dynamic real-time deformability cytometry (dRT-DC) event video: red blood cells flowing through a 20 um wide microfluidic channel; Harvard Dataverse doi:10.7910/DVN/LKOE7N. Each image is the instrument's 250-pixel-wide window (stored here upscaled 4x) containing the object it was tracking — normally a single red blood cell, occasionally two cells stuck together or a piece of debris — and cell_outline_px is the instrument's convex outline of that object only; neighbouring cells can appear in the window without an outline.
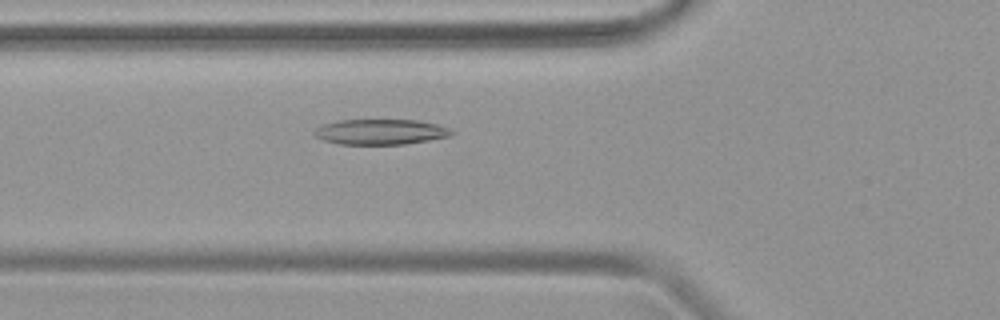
{"species": "common noctule bat (a hibernating species)", "species_latin": "Nyctalus noctula", "temperature_condition": "warm", "stored_images_in_passage": 47, "camera_frame_rate_fps": 3000, "um_per_image_px": 0.085, "animal": {"sex": "female", "body_mass_g": 19.9}, "frame": {"image": 1, "passage_image": 17, "time_ms": 5.333, "image_size_px": [1000, 320], "cell_outline_px": [[456, 132], [452, 136], [404, 144], [340, 144], [324, 140], [316, 136], [312, 132], [316, 128], [324, 124], [340, 120], [420, 120], [436, 124], [448, 128]], "centroid_in_image_um": [32.38, 11.2], "position_along_channel_um": 93.4, "area_um2": 20.23}}
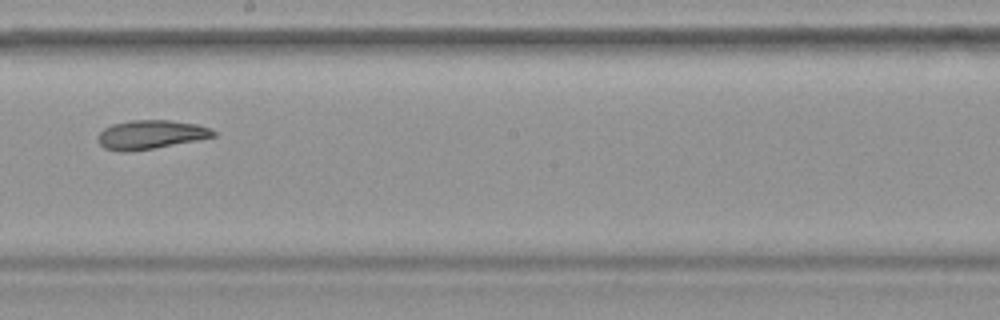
{"frame": {"image": 2, "passage_image": 27, "time_ms": 8.667, "image_size_px": [1000, 320], "cell_outline_px": [[216, 136], [156, 148], [124, 152], [104, 148], [100, 144], [96, 136], [104, 128], [112, 124], [132, 120], [172, 120], [196, 124], [212, 128], [216, 132]], "centroid_in_image_um": [12.81, 11.43], "position_along_channel_um": 235.4, "area_um2": 19.48}}
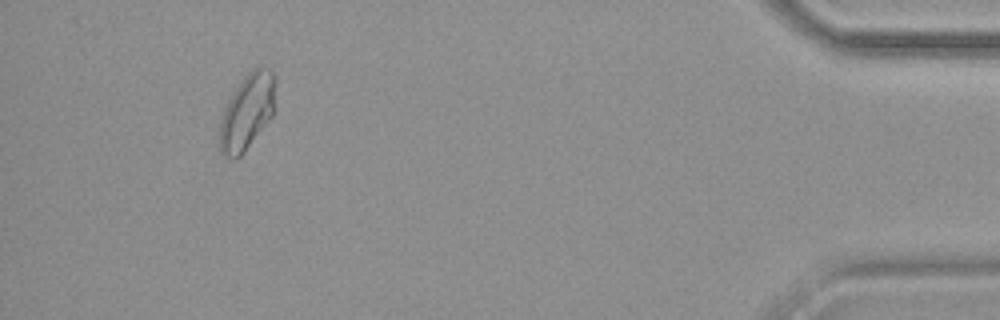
{"frame": {"image": 3, "passage_image": 44, "time_ms": 14.333, "image_size_px": [1000, 320], "cell_outline_px": [[276, 80], [272, 116], [244, 152], [236, 160], [232, 160], [224, 156], [220, 152], [220, 120], [224, 108], [232, 92], [244, 76], [256, 64], [260, 64], [272, 68], [276, 76]], "centroid_in_image_um": [21.02, 9.44], "position_along_channel_um": 414.2, "area_um2": 25.09}}